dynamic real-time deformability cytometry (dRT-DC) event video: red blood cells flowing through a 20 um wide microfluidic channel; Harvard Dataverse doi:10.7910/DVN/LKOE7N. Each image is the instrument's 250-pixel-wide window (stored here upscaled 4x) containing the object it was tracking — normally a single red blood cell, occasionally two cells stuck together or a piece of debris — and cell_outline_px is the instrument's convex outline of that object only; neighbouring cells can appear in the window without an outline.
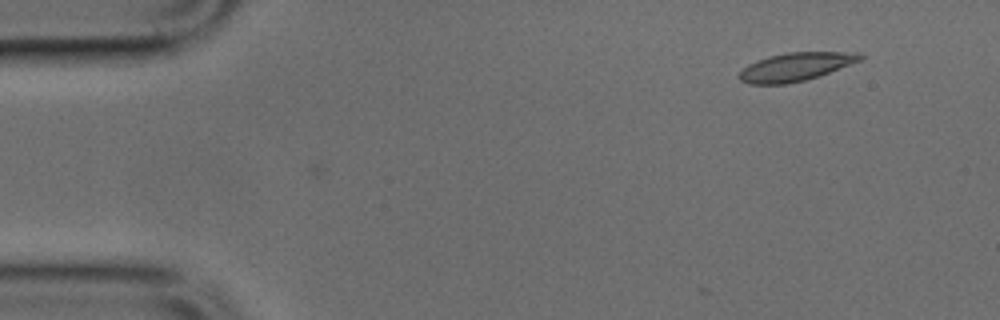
{"species": "common noctule bat (a hibernating species)", "species_latin": "Nyctalus noctula", "temperature_condition": "cold", "stored_images_in_passage": 5, "camera_frame_rate_fps": 3000, "um_per_image_px": 0.085, "animal": {"sex": "male", "body_mass_g": 17.9, "forearm_length_mm": 54.2}, "frame": {"image": 1, "passage_image": 5, "time_ms": 1.333, "image_size_px": [1000, 320], "cell_outline_px": [[864, 56], [860, 60], [828, 72], [804, 80], [784, 84], [748, 84], [740, 80], [736, 76], [748, 64], [756, 60], [768, 56], [788, 52], [860, 52]], "centroid_in_image_um": [67.57, 5.67], "position_along_channel_um": 17.4, "area_um2": 19.71}}